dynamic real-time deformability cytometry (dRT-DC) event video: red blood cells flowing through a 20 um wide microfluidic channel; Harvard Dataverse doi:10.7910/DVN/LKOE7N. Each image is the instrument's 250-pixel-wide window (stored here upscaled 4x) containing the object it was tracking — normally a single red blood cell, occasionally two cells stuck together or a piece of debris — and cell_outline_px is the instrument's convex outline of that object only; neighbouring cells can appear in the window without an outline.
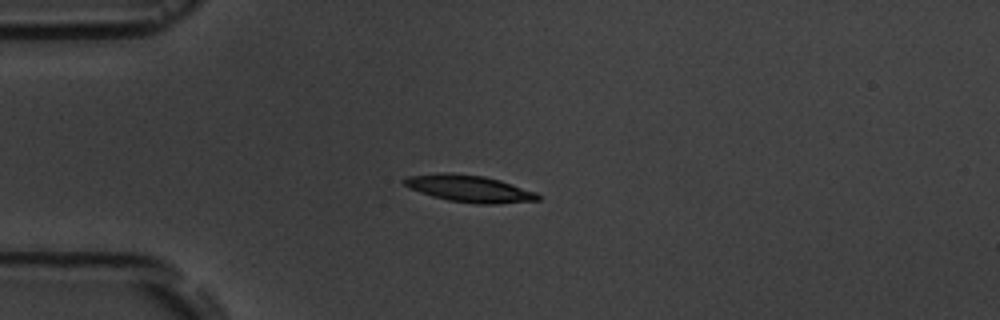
{"species": "common noctule bat (a hibernating species)", "species_latin": "Nyctalus noctula", "temperature_condition": "room temperature", "stored_images_in_passage": 5, "camera_frame_rate_fps": 3000, "um_per_image_px": 0.085, "animal": {"sex": "male", "body_mass_g": 19.5, "forearm_length_mm": 54.6}, "frame": {"image": 1, "passage_image": 1, "time_ms": 0.0, "image_size_px": [1000, 320], "cell_outline_px": [[540, 200], [496, 204], [476, 204], [448, 200], [432, 196], [408, 188], [400, 180], [408, 176], [440, 172], [448, 172], [484, 176], [500, 180], [536, 192], [540, 196]], "centroid_in_image_um": [39.86, 16.02], "position_along_channel_um": 45.1, "area_um2": 21.1}}
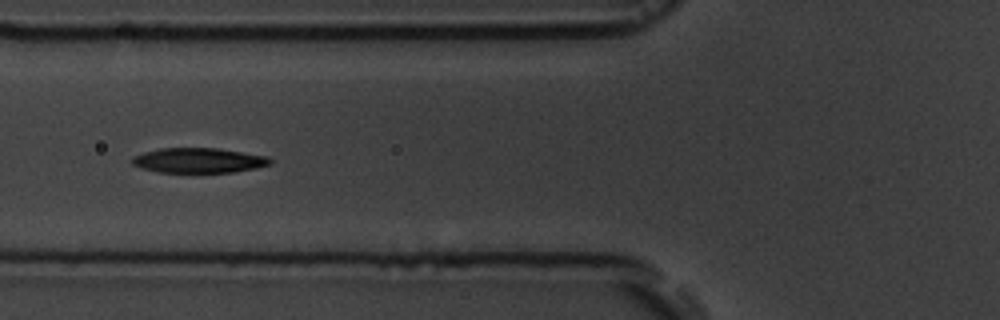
{"frame": {"image": 2, "passage_image": 3, "time_ms": 2.333, "image_size_px": [1000, 320], "cell_outline_px": [[272, 164], [256, 168], [236, 172], [156, 172], [140, 168], [132, 164], [132, 160], [136, 156], [144, 152], [160, 148], [216, 148], [268, 156], [272, 160]], "centroid_in_image_um": [16.91, 13.64], "position_along_channel_um": 108.9, "area_um2": 20.06}}
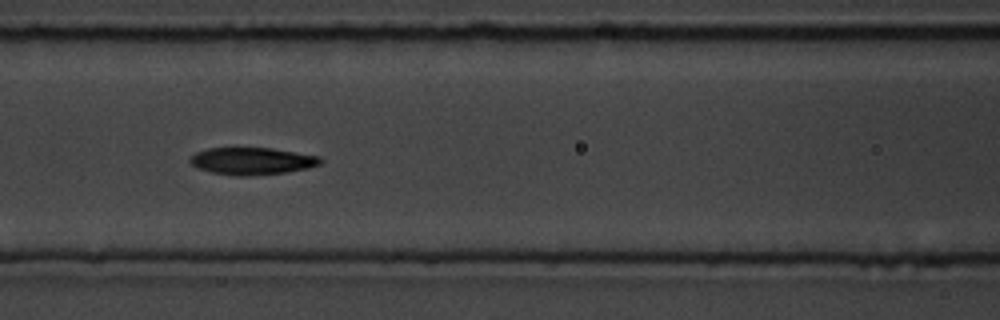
{"frame": {"image": 3, "passage_image": 4, "time_ms": 3.333, "image_size_px": [1000, 320], "cell_outline_px": [[324, 160], [320, 164], [308, 168], [288, 172], [248, 176], [236, 176], [212, 172], [200, 168], [192, 164], [188, 160], [196, 152], [208, 148], [272, 148], [320, 156]], "centroid_in_image_um": [21.47, 13.69], "position_along_channel_um": 145.1, "area_um2": 20.63}}